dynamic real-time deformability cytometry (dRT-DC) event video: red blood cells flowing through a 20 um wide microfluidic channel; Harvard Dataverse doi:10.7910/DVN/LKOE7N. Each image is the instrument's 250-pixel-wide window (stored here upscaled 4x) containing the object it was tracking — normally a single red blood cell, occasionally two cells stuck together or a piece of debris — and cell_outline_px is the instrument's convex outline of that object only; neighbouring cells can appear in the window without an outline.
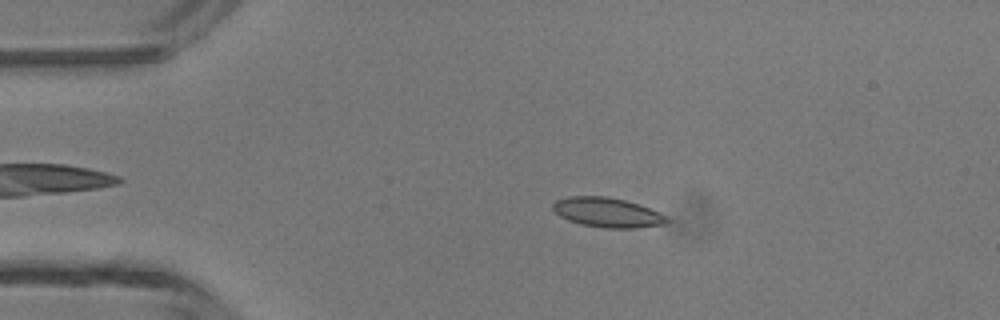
{"species": "common noctule bat (a hibernating species)", "species_latin": "Nyctalus noctula", "temperature_condition": "room temperature", "stored_images_in_passage": 43, "camera_frame_rate_fps": 3000, "um_per_image_px": 0.085, "animal": {"sex": "male", "body_mass_g": 13.3}, "frame": {"image": 1, "passage_image": 6, "time_ms": 1.667, "image_size_px": [1000, 320], "cell_outline_px": [[668, 224], [636, 228], [604, 228], [580, 224], [568, 220], [560, 216], [552, 208], [552, 204], [556, 200], [568, 196], [608, 196], [640, 204], [668, 216]], "centroid_in_image_um": [51.65, 18.06], "position_along_channel_um": 33.4, "area_um2": 19.88}}
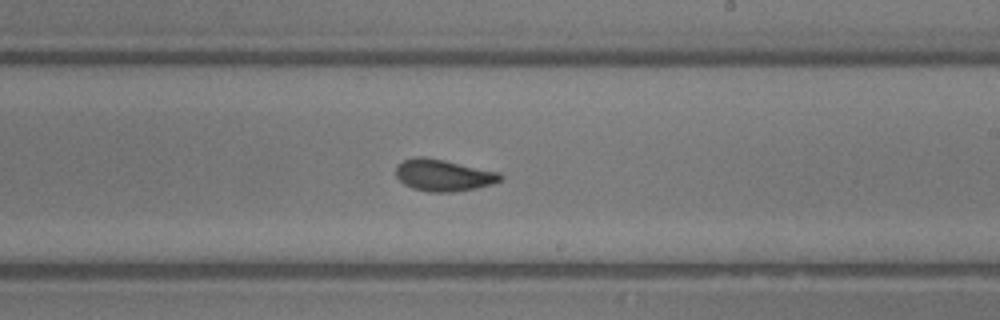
{"frame": {"image": 2, "passage_image": 24, "time_ms": 7.667, "image_size_px": [1000, 320], "cell_outline_px": [[504, 176], [500, 180], [492, 184], [476, 188], [452, 192], [428, 192], [412, 188], [404, 184], [396, 176], [396, 168], [404, 160], [416, 156], [424, 156], [444, 160], [500, 172]], "centroid_in_image_um": [37.7, 14.89], "position_along_channel_um": 251.3, "area_um2": 19.31}}
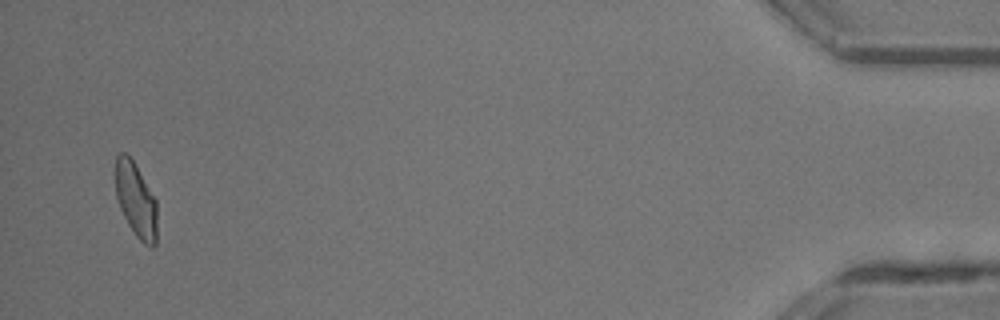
{"frame": {"image": 3, "passage_image": 42, "time_ms": 13.667, "image_size_px": [1000, 320], "cell_outline_px": [[156, 244], [152, 248], [144, 244], [136, 236], [128, 224], [120, 208], [116, 196], [112, 172], [116, 156], [120, 152], [124, 152], [132, 160], [156, 200]], "centroid_in_image_um": [11.49, 16.96], "position_along_channel_um": 423.7, "area_um2": 18.32}, "authors_computed_cell_mechanics": {"area_um2": 19.1318, "velocity_mm_per_s": 4.3604, "shape_relaxation_time_tau1_ms": 3.9883, "shape_relaxation_time_tau2_ms": 1.4159, "deformation_change_tau1": 0.1223, "deformation_change_tau2": 0.0585}}